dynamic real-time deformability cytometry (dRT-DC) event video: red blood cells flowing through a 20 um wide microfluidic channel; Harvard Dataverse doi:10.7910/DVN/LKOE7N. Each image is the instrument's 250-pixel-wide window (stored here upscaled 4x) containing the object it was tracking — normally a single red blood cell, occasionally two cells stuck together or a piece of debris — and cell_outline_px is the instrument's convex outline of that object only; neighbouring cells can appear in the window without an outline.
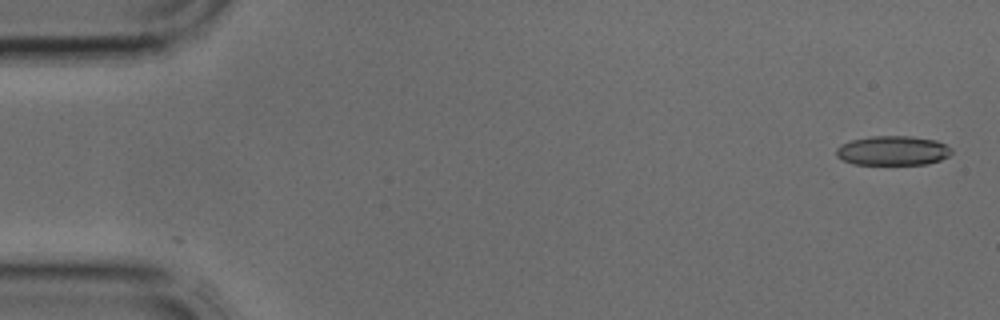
{"species": "common noctule bat (a hibernating species)", "species_latin": "Nyctalus noctula", "temperature_condition": "cold", "stored_images_in_passage": 3, "camera_frame_rate_fps": 3000, "um_per_image_px": 0.085, "animal": {"sex": "male", "body_mass_g": 17.9, "forearm_length_mm": 54.2}, "frame": {"image": 1, "passage_image": 1, "time_ms": 0.0, "image_size_px": [1000, 320], "cell_outline_px": [[952, 152], [948, 156], [940, 160], [928, 164], [852, 164], [836, 156], [836, 148], [840, 144], [852, 140], [872, 136], [912, 136], [936, 140], [952, 148]], "centroid_in_image_um": [75.89, 12.8], "position_along_channel_um": 9.1, "area_um2": 19.83}}
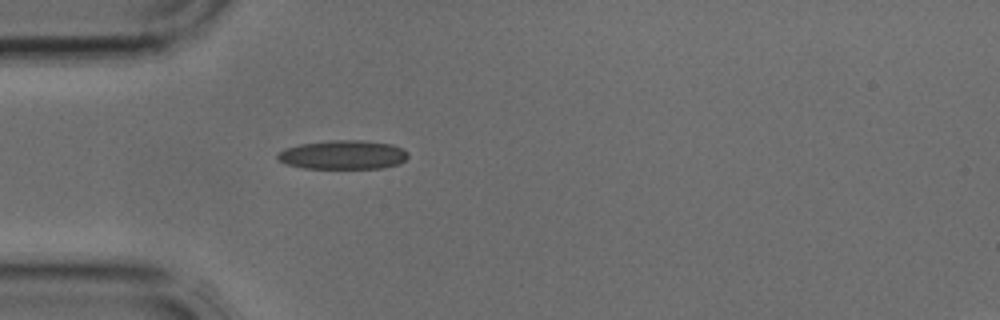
{"frame": {"image": 2, "passage_image": 3, "time_ms": 0.667, "image_size_px": [1000, 320], "cell_outline_px": [[408, 156], [400, 164], [384, 168], [304, 168], [288, 164], [280, 160], [276, 156], [284, 148], [300, 144], [328, 140], [364, 140], [392, 144], [404, 148], [408, 152]], "centroid_in_image_um": [29.21, 13.15], "position_along_channel_um": 55.8, "area_um2": 22.14}}